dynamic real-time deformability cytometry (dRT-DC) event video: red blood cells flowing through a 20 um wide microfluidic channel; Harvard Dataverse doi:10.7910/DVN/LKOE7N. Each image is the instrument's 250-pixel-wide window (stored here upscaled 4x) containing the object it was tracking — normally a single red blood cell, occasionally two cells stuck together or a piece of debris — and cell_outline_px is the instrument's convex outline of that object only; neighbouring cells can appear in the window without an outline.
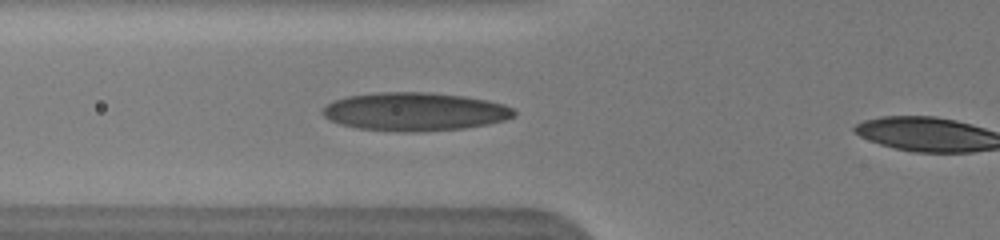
{"species": "human", "species_latin": "Homo sapiens", "temperature_condition": "warm", "stored_images_in_passage": 4, "camera_frame_rate_fps": 3000, "um_per_image_px": 0.085, "donor": {"sex": "male"}, "frame": {"image": 1, "passage_image": 3, "time_ms": 1.0, "image_size_px": [1000, 240], "cell_outline_px": [[516, 116], [504, 120], [488, 124], [464, 128], [420, 132], [404, 132], [356, 128], [340, 124], [328, 120], [320, 112], [332, 100], [348, 96], [380, 92], [428, 92], [464, 96], [488, 100], [504, 104], [512, 108], [516, 112]], "centroid_in_image_um": [35.25, 9.49], "position_along_channel_um": 90.5, "area_um2": 43.0}}